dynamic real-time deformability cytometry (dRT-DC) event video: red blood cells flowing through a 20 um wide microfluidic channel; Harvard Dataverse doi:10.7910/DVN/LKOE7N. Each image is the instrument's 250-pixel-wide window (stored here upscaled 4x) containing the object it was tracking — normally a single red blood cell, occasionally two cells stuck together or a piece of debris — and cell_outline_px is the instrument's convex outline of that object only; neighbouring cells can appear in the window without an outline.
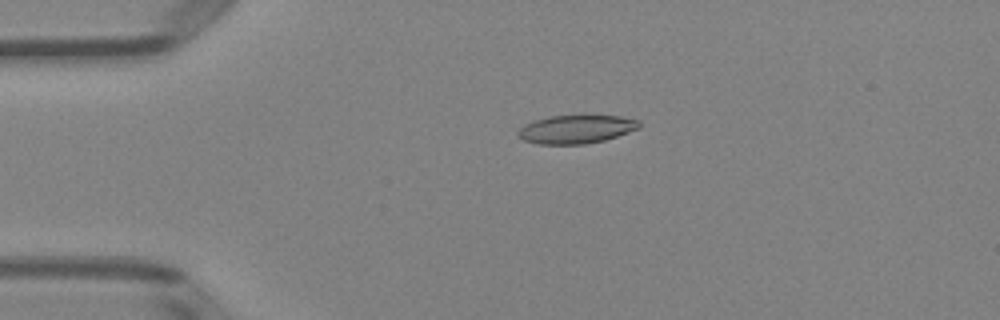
{"species": "Egyptian fruit bat (a non-hibernating species)", "species_latin": "Rousettus aegyptiacus", "temperature_condition": "room temperature", "stored_images_in_passage": 40, "camera_frame_rate_fps": 3000, "um_per_image_px": 0.085, "animal": {"sex": "female"}, "frame": {"image": 1, "passage_image": 1, "time_ms": 0.0, "image_size_px": [1000, 320], "cell_outline_px": [[640, 128], [604, 140], [584, 144], [536, 144], [520, 140], [516, 136], [516, 132], [524, 124], [548, 116], [620, 116], [640, 120]], "centroid_in_image_um": [48.92, 10.99], "position_along_channel_um": 36.1, "area_um2": 20.11}}
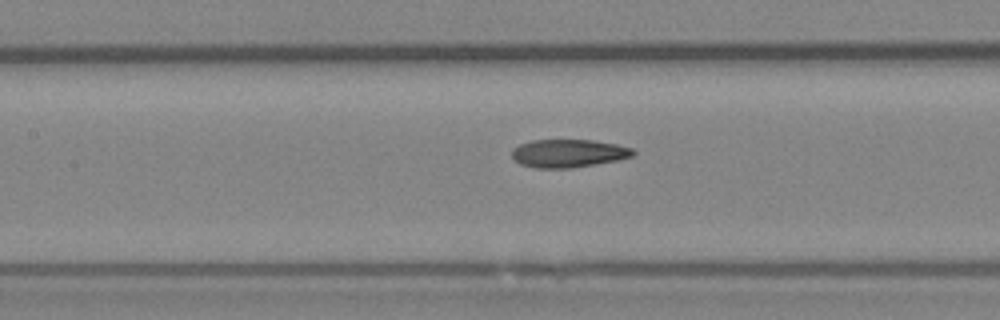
{"frame": {"image": 2, "passage_image": 13, "time_ms": 4.0, "image_size_px": [1000, 320], "cell_outline_px": [[636, 156], [620, 160], [572, 168], [536, 168], [520, 164], [512, 156], [512, 148], [520, 144], [532, 140], [592, 140], [616, 144], [632, 148], [636, 152]], "centroid_in_image_um": [48.36, 13.03], "position_along_channel_um": 159.0, "area_um2": 20.0}}
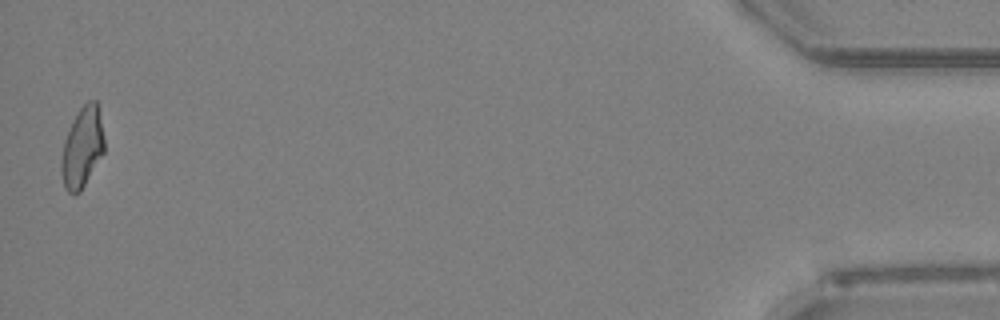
{"frame": {"image": 3, "passage_image": 40, "time_ms": 13.0, "image_size_px": [1000, 320], "cell_outline_px": [[104, 152], [80, 192], [68, 192], [64, 188], [60, 172], [60, 160], [64, 140], [80, 108], [88, 100], [96, 100], [104, 136]], "centroid_in_image_um": [6.97, 12.56], "position_along_channel_um": 428.2, "area_um2": 19.88}, "authors_computed_cell_mechanics": {"area_um2": 20.0566, "velocity_mm_per_s": 4.0115, "shape_relaxation_time_tau1_ms": null, "shape_relaxation_time_tau2_ms": 3.3603, "deformation_change_tau1": null, "deformation_change_tau2": 0.1117}}